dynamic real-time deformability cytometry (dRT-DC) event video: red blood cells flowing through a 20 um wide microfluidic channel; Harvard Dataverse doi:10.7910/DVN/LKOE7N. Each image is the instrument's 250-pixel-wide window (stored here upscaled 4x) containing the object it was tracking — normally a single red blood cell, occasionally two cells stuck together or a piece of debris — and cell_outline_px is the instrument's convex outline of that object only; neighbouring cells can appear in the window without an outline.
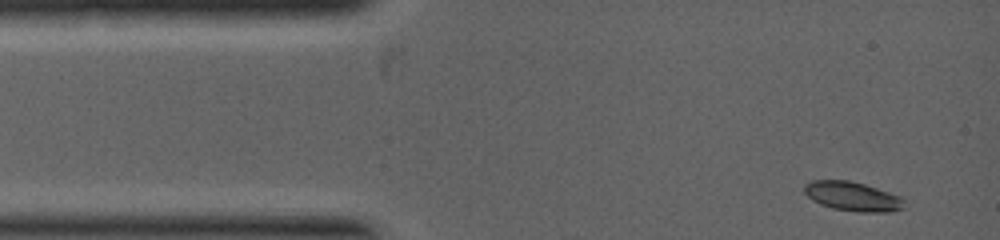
{"species": "common noctule bat (a hibernating species)", "species_latin": "Nyctalus noctula", "temperature_condition": "warm", "stored_images_in_passage": 2, "segment_of_instrument_passage": [2, 2], "camera_frame_rate_fps": 5000, "um_per_image_px": 0.085, "animal": {"sex": "female", "body_mass_g": 19.0, "forearm_length_mm": 53.3}, "frame": {"image": 1, "passage_image": 2, "time_ms": 1.0, "image_size_px": [1000, 240], "cell_outline_px": [[908, 200], [904, 208], [892, 212], [860, 212], [832, 208], [820, 204], [812, 200], [804, 192], [804, 184], [812, 180], [848, 180], [864, 184], [900, 196]], "centroid_in_image_um": [72.51, 16.7], "position_along_channel_um": 12.5, "area_um2": 17.22}}